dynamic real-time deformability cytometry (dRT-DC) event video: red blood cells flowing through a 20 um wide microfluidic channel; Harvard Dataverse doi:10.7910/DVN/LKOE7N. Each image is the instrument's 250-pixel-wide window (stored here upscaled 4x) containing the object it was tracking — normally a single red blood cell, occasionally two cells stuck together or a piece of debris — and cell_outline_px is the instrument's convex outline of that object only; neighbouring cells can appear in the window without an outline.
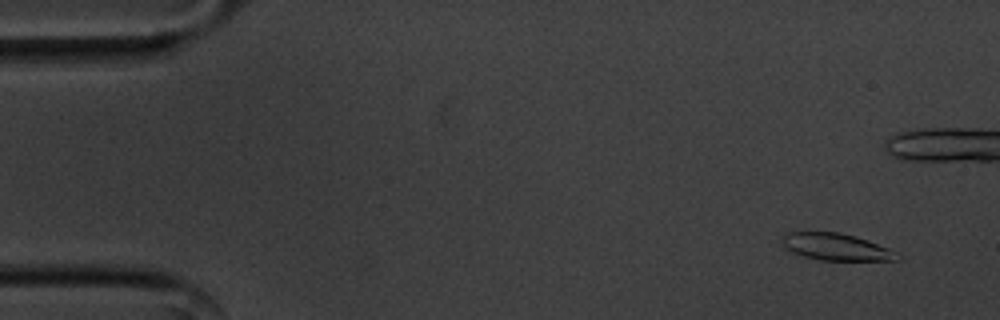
{"species": "common noctule bat (a hibernating species)", "species_latin": "Nyctalus noctula", "temperature_condition": "cold", "stored_images_in_passage": 57, "camera_frame_rate_fps": 3000, "um_per_image_px": 0.085, "animal": {"sex": "male", "body_mass_g": 20.1, "forearm_length_mm": 53.5}, "frame": {"image": 1, "passage_image": 4, "time_ms": 1.0, "image_size_px": [1000, 320], "cell_outline_px": [[904, 256], [900, 260], [820, 260], [804, 256], [792, 252], [784, 244], [784, 236], [788, 232], [840, 232], [856, 236], [868, 240], [900, 252]], "centroid_in_image_um": [71.21, 20.99], "position_along_channel_um": 13.8, "area_um2": 18.09}}
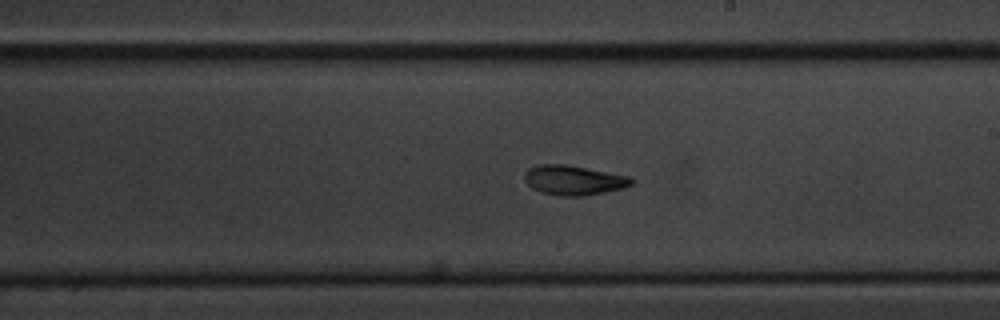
{"frame": {"image": 2, "passage_image": 32, "time_ms": 10.333, "image_size_px": [1000, 320], "cell_outline_px": [[636, 180], [632, 184], [620, 188], [604, 192], [584, 196], [560, 196], [540, 192], [532, 188], [524, 180], [524, 172], [528, 168], [540, 164], [568, 164], [632, 176]], "centroid_in_image_um": [48.77, 15.3], "position_along_channel_um": 240.2, "area_um2": 18.79}}
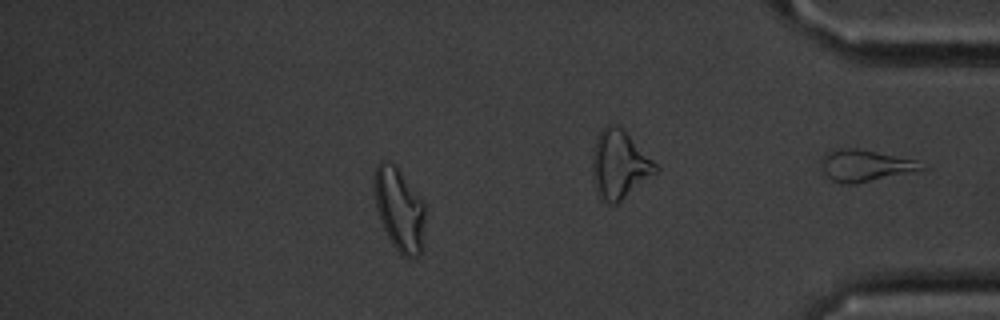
{"frame": {"image": 3, "passage_image": 49, "time_ms": 16.0, "image_size_px": [1000, 320], "cell_outline_px": [[424, 216], [420, 252], [416, 256], [408, 260], [392, 244], [380, 220], [376, 208], [372, 184], [372, 180], [376, 164], [380, 160], [388, 160], [396, 164], [424, 204]], "centroid_in_image_um": [33.87, 17.71], "position_along_channel_um": 401.3, "area_um2": 24.62}, "authors_computed_cell_mechanics": {"area_um2": 18.4382, "velocity_mm_per_s": 3.5701, "shape_relaxation_time_tau1_ms": 3.0216, "shape_relaxation_time_tau2_ms": 3.4814, "deformation_change_tau1": 0.1424, "deformation_change_tau2": 0.0934}}